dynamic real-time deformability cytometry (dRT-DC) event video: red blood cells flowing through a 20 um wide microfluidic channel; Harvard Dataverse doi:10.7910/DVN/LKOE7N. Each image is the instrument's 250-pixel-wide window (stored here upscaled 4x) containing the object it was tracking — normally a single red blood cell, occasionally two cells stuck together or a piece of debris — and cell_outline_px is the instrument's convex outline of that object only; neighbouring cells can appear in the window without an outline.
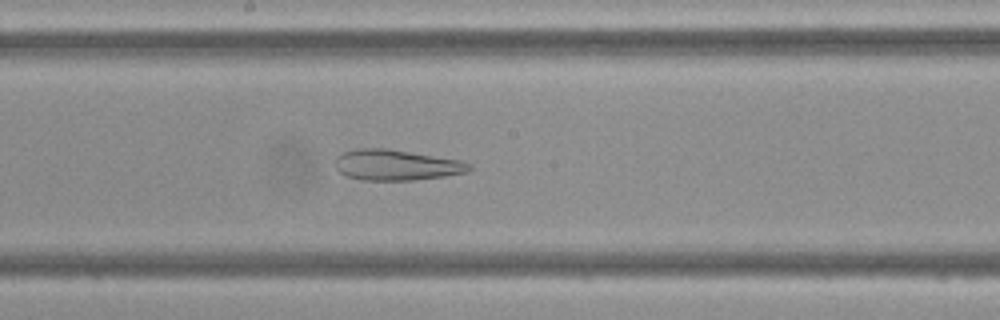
{"species": "Egyptian fruit bat (a non-hibernating species)", "species_latin": "Rousettus aegyptiacus", "temperature_condition": "cold", "stored_images_in_passage": 47, "camera_frame_rate_fps": 3000, "um_per_image_px": 0.085, "frame": {"image": 1, "passage_image": 25, "time_ms": 8.0, "image_size_px": [1000, 320], "cell_outline_px": [[472, 168], [468, 172], [444, 176], [416, 180], [360, 180], [344, 176], [336, 168], [336, 156], [344, 152], [356, 148], [388, 148], [460, 160], [472, 164]], "centroid_in_image_um": [33.68, 14.02], "position_along_channel_um": 214.5, "area_um2": 24.16}}
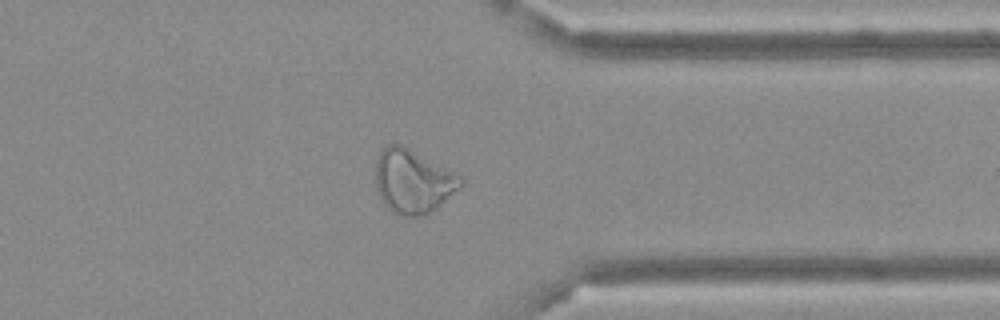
{"frame": {"image": 2, "passage_image": 37, "time_ms": 12.0, "image_size_px": [1000, 320], "cell_outline_px": [[464, 184], [436, 208], [424, 216], [400, 216], [392, 212], [384, 204], [376, 188], [376, 160], [380, 152], [388, 144], [400, 144], [408, 148], [460, 176], [464, 180]], "centroid_in_image_um": [35.08, 15.44], "position_along_channel_um": 376.3, "area_um2": 31.21}}
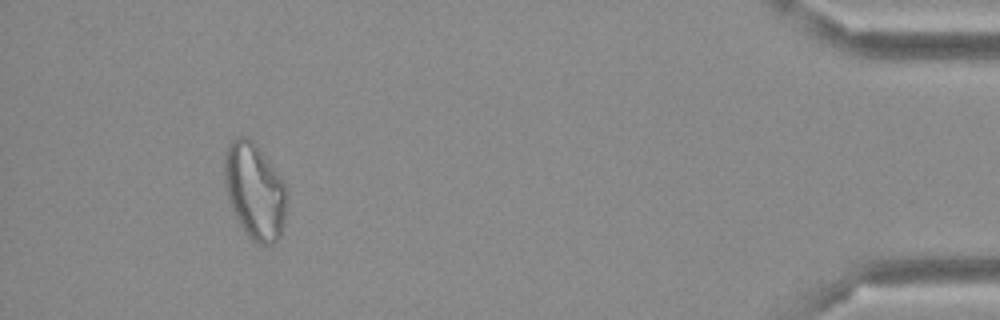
{"frame": {"image": 3, "passage_image": 44, "time_ms": 14.333, "image_size_px": [1000, 320], "cell_outline_px": [[288, 188], [284, 224], [280, 236], [272, 244], [256, 244], [244, 232], [232, 208], [224, 184], [224, 152], [228, 144], [232, 140], [240, 136], [248, 136], [256, 144], [280, 176]], "centroid_in_image_um": [21.65, 16.23], "position_along_channel_um": 413.5, "area_um2": 35.14}}